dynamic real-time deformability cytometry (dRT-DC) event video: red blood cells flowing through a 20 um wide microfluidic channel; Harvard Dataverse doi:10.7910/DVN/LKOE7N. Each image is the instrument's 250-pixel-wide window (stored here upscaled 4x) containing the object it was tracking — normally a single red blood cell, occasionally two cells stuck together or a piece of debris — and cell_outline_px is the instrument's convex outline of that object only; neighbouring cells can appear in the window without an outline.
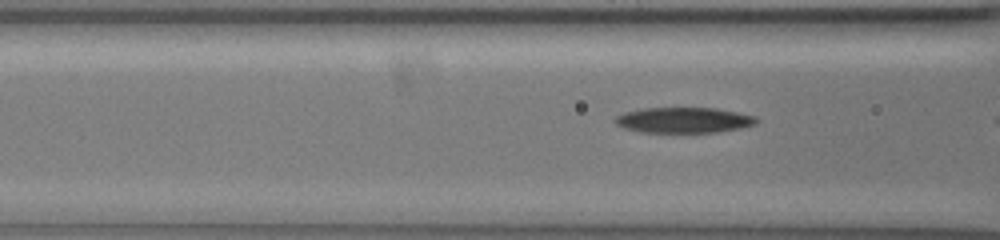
{"species": "common noctule bat (a hibernating species)", "species_latin": "Nyctalus noctula", "temperature_condition": "warm", "stored_images_in_passage": 7, "camera_frame_rate_fps": 3000, "um_per_image_px": 0.085, "animal": {"sex": "female", "body_mass_g": 19.5, "forearm_length_mm": 54.1}, "frame": {"image": 1, "passage_image": 5, "time_ms": 1.333, "image_size_px": [1000, 240], "cell_outline_px": [[760, 120], [756, 124], [740, 128], [716, 132], [644, 132], [628, 128], [616, 124], [616, 116], [628, 112], [644, 108], [716, 108], [736, 112], [752, 116]], "centroid_in_image_um": [58.17, 10.21], "position_along_channel_um": 108.4, "area_um2": 20.58}}